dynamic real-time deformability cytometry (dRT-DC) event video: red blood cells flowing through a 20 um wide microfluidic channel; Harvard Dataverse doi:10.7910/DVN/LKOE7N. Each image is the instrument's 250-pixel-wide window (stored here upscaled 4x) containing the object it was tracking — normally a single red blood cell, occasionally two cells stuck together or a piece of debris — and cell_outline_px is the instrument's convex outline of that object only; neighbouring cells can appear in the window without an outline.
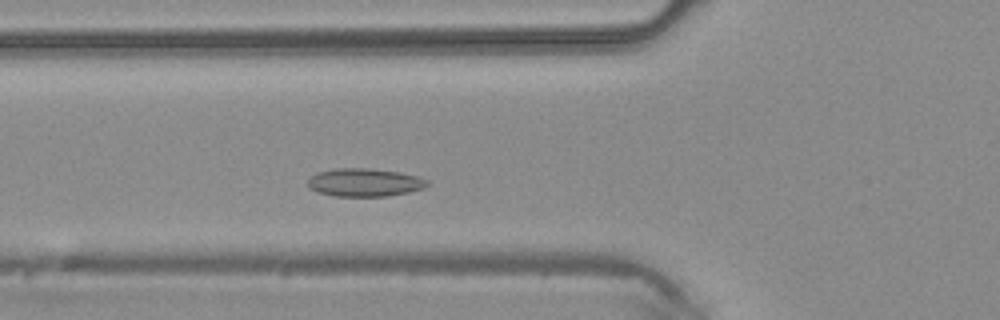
{"species": "common noctule bat (a hibernating species)", "species_latin": "Nyctalus noctula", "temperature_condition": "warm", "stored_images_in_passage": 40, "camera_frame_rate_fps": 3000, "um_per_image_px": 0.085, "animal": {"sex": "male", "body_mass_g": 20.4}, "frame": {"image": 1, "passage_image": 10, "time_ms": 3.0, "image_size_px": [1000, 320], "cell_outline_px": [[428, 184], [424, 188], [408, 192], [388, 196], [336, 196], [316, 192], [308, 188], [308, 180], [312, 176], [320, 172], [336, 168], [368, 168], [400, 172], [416, 176], [428, 180]], "centroid_in_image_um": [30.98, 15.51], "position_along_channel_um": 94.8, "area_um2": 19.48}}
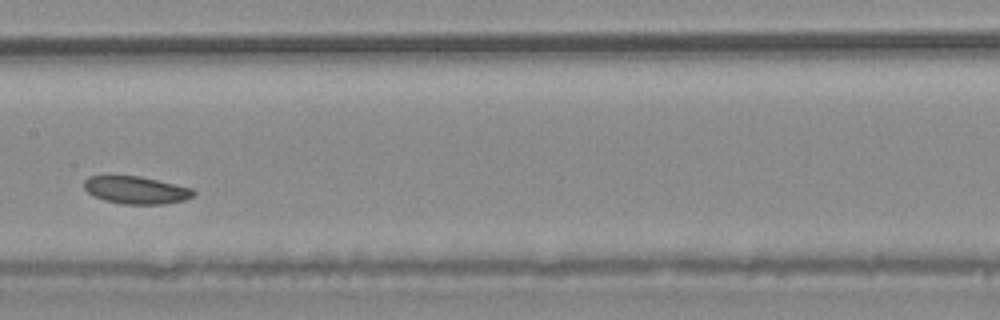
{"frame": {"image": 2, "passage_image": 17, "time_ms": 5.333, "image_size_px": [1000, 320], "cell_outline_px": [[196, 192], [192, 196], [184, 200], [164, 204], [120, 204], [104, 200], [92, 196], [84, 188], [84, 180], [88, 176], [140, 176], [192, 188]], "centroid_in_image_um": [11.54, 16.16], "position_along_channel_um": 195.9, "area_um2": 17.57}}
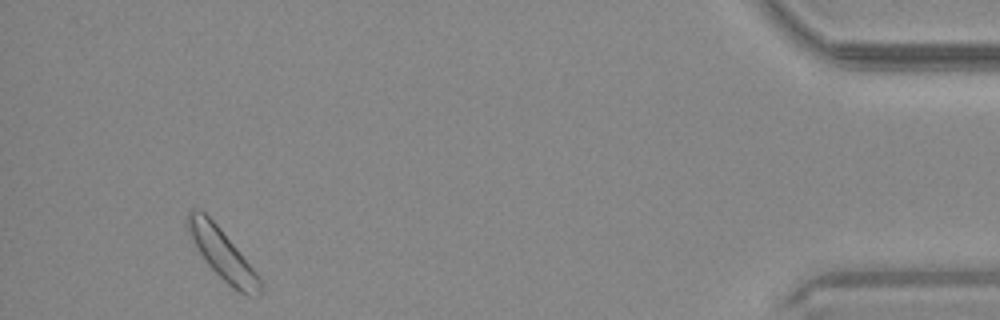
{"frame": {"image": 3, "passage_image": 37, "time_ms": 12.0, "image_size_px": [1000, 320], "cell_outline_px": [[260, 296], [248, 296], [232, 288], [204, 260], [192, 240], [184, 224], [188, 212], [192, 208], [196, 208], [204, 212], [220, 228], [260, 276]], "centroid_in_image_um": [18.87, 21.57], "position_along_channel_um": 416.3, "area_um2": 21.15}}